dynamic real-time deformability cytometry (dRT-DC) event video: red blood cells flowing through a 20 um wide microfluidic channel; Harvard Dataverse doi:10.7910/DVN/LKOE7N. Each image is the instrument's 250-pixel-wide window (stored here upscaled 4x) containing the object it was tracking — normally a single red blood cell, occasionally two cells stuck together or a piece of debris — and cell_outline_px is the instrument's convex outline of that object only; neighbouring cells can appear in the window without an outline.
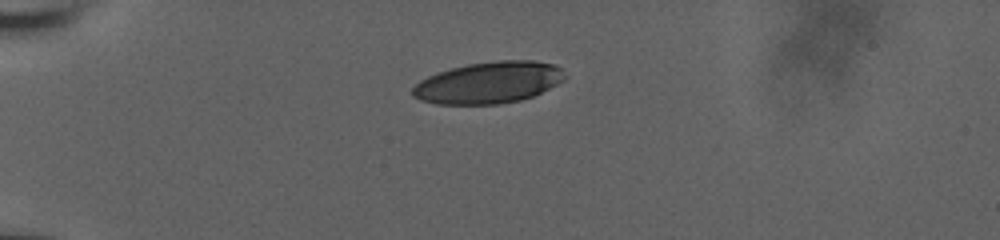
{"species": "human", "species_latin": "Homo sapiens", "temperature_condition": "room temperature", "stored_images_in_passage": 6, "camera_frame_rate_fps": 3000, "um_per_image_px": 0.085, "donor": {"sex": "male"}, "frame": {"image": 1, "passage_image": 1, "time_ms": 0.0, "image_size_px": [1000, 240], "cell_outline_px": [[568, 76], [564, 80], [532, 96], [520, 100], [500, 104], [436, 104], [420, 100], [412, 96], [412, 88], [420, 80], [436, 72], [468, 64], [496, 60], [532, 60], [556, 64], [564, 68]], "centroid_in_image_um": [41.56, 7.01], "position_along_channel_um": 43.4, "area_um2": 37.22}}
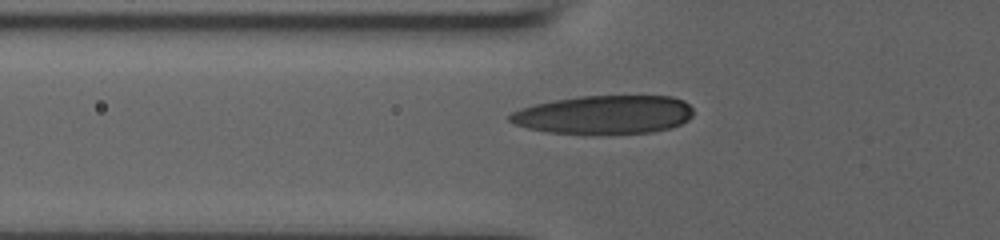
{"frame": {"image": 2, "passage_image": 4, "time_ms": 1.0, "image_size_px": [1000, 240], "cell_outline_px": [[692, 116], [688, 120], [672, 128], [652, 132], [548, 132], [528, 128], [516, 124], [508, 120], [508, 116], [512, 112], [520, 108], [536, 104], [556, 100], [580, 96], [672, 96], [684, 100], [692, 108]], "centroid_in_image_um": [51.39, 9.72], "position_along_channel_um": 74.4, "area_um2": 40.52}}
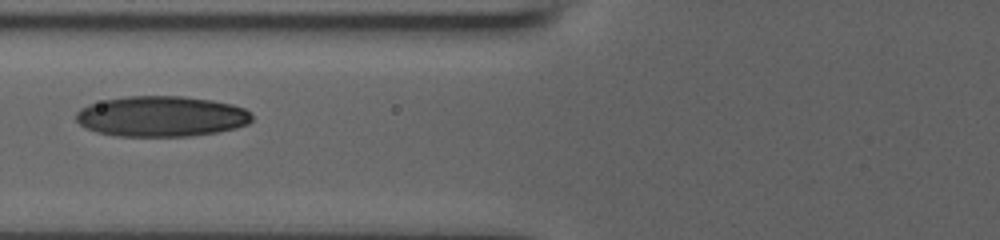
{"frame": {"image": 3, "passage_image": 5, "time_ms": 1.333, "image_size_px": [1000, 240], "cell_outline_px": [[252, 120], [248, 124], [236, 128], [216, 132], [188, 136], [116, 136], [96, 132], [80, 124], [76, 120], [76, 112], [80, 108], [88, 104], [104, 100], [128, 96], [184, 96], [212, 100], [232, 104], [244, 108], [252, 112]], "centroid_in_image_um": [13.73, 9.88], "position_along_channel_um": 112.1, "area_um2": 41.73}}